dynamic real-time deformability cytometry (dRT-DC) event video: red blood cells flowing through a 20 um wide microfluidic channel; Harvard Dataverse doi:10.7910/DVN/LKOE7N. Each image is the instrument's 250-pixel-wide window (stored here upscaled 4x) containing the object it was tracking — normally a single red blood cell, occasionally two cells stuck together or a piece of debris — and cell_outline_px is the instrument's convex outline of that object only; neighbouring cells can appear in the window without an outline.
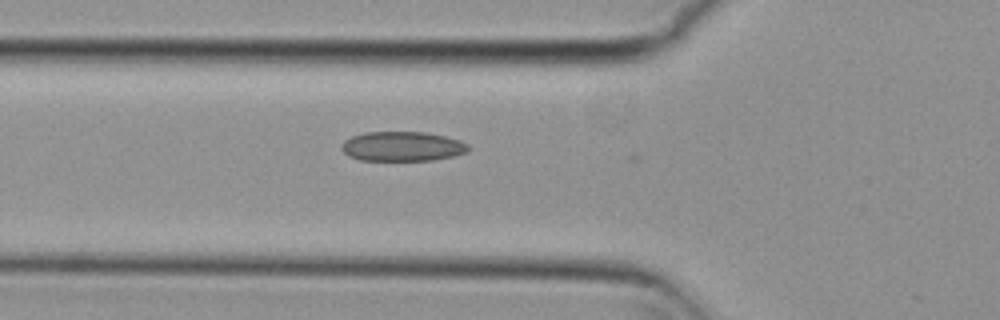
{"species": "common noctule bat (a hibernating species)", "species_latin": "Nyctalus noctula", "temperature_condition": "cold", "stored_images_in_passage": 32, "camera_frame_rate_fps": 3000, "um_per_image_px": 0.085, "animal": {"sex": "female", "body_mass_g": 29.2, "forearm_length_mm": 56.3}, "frame": {"image": 1, "passage_image": 2, "time_ms": 0.333, "image_size_px": [1000, 320], "cell_outline_px": [[468, 152], [452, 156], [432, 160], [360, 160], [348, 156], [340, 148], [340, 144], [344, 140], [352, 136], [364, 132], [424, 132], [444, 136], [460, 140], [468, 144]], "centroid_in_image_um": [34.16, 12.44], "position_along_channel_um": 91.6, "area_um2": 21.91}}
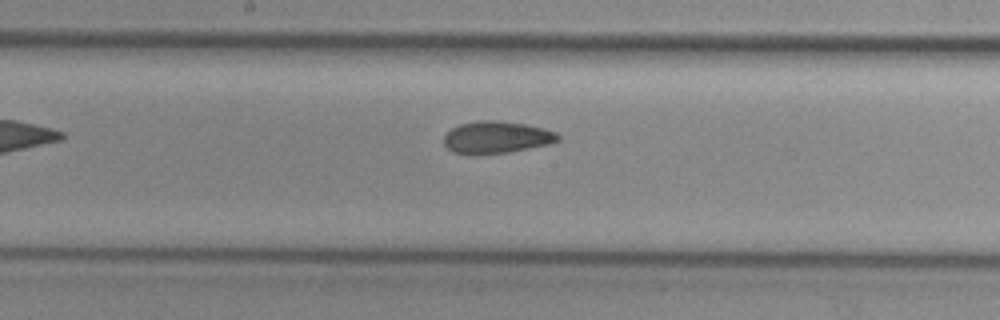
{"frame": {"image": 2, "passage_image": 11, "time_ms": 3.333, "image_size_px": [1000, 320], "cell_outline_px": [[560, 140], [548, 144], [508, 152], [452, 152], [444, 144], [444, 136], [452, 128], [460, 124], [476, 120], [496, 120], [524, 124], [544, 128], [556, 132], [560, 136]], "centroid_in_image_um": [42.23, 11.63], "position_along_channel_um": 206.0, "area_um2": 20.75}}
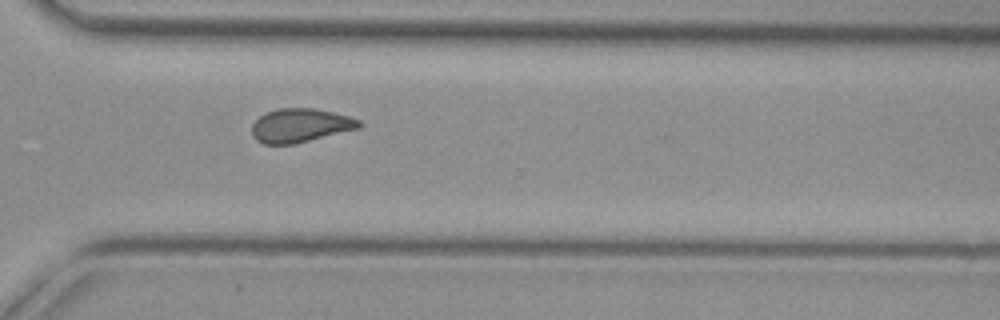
{"frame": {"image": 3, "passage_image": 22, "time_ms": 7.0, "image_size_px": [1000, 320], "cell_outline_px": [[360, 128], [292, 144], [264, 144], [256, 140], [252, 136], [252, 124], [260, 116], [276, 108], [316, 108], [348, 116], [360, 120]], "centroid_in_image_um": [25.5, 10.65], "position_along_channel_um": 345.1, "area_um2": 20.92}}